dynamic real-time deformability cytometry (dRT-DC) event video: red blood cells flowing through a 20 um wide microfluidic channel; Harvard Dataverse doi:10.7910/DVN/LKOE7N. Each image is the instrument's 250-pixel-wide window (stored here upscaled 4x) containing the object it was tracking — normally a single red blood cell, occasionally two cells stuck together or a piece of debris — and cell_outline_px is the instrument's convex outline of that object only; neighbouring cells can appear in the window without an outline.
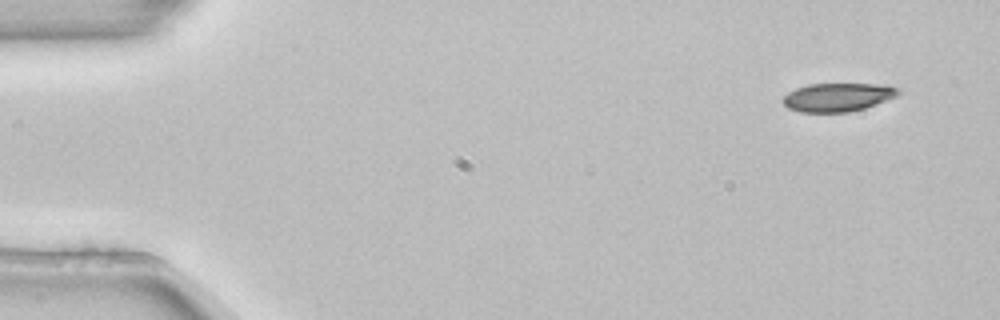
{"species": "common noctule bat (a hibernating species)", "species_latin": "Nyctalus noctula", "temperature_condition": "room temperature", "stored_images_in_passage": 4, "camera_frame_rate_fps": 3000, "um_per_image_px": 0.085, "animal": {"sex": "female", "body_mass_g": 22.7, "forearm_length_mm": 54.2}, "frame": {"image": 1, "passage_image": 1, "time_ms": 0.0, "image_size_px": [1000, 320], "cell_outline_px": [[900, 92], [896, 96], [876, 104], [864, 108], [848, 112], [800, 112], [788, 108], [780, 100], [788, 92], [796, 88], [808, 84], [888, 84], [900, 88]], "centroid_in_image_um": [71.2, 8.25], "position_along_channel_um": 13.8, "area_um2": 19.25}}
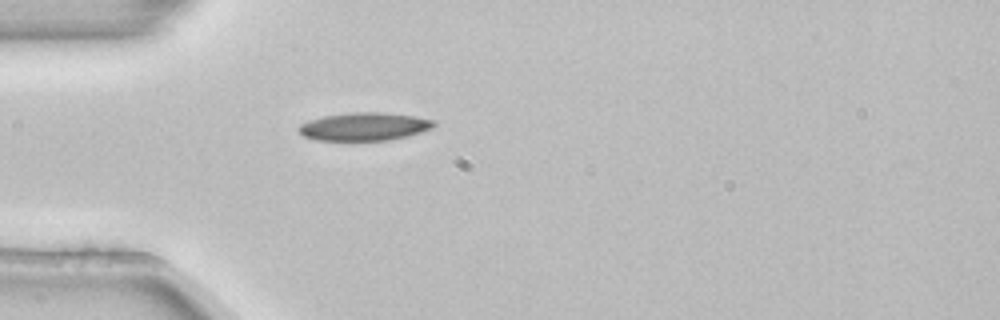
{"frame": {"image": 2, "passage_image": 4, "time_ms": 1.0, "image_size_px": [1000, 320], "cell_outline_px": [[436, 124], [432, 128], [408, 136], [388, 140], [316, 140], [304, 136], [296, 128], [300, 124], [324, 116], [352, 112], [384, 112], [416, 116], [436, 120]], "centroid_in_image_um": [31.0, 10.75], "position_along_channel_um": 54.0, "area_um2": 22.08}}